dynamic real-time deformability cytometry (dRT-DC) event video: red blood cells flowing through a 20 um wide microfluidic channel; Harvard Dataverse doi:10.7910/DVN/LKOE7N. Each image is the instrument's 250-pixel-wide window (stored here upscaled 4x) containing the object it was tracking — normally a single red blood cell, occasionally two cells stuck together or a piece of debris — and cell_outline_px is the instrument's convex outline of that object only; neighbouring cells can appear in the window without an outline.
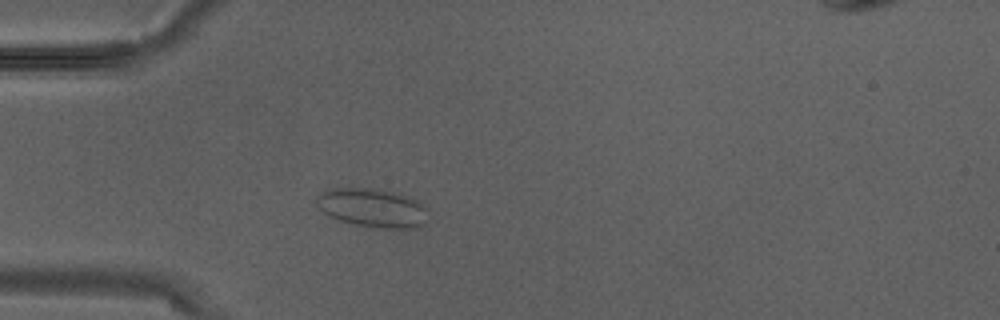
{"species": "Egyptian fruit bat (a non-hibernating species)", "species_latin": "Rousettus aegyptiacus", "temperature_condition": "warm", "stored_images_in_passage": 2, "camera_frame_rate_fps": 3000, "um_per_image_px": 0.085, "animal": {"sex": "male"}, "frame": {"image": 1, "passage_image": 2, "time_ms": 0.333, "image_size_px": [1000, 320], "cell_outline_px": [[424, 224], [420, 228], [384, 228], [356, 224], [340, 220], [328, 216], [316, 204], [316, 200], [328, 188], [372, 188], [392, 192], [408, 196], [424, 204]], "centroid_in_image_um": [31.65, 17.66], "position_along_channel_um": 53.4, "area_um2": 24.74}}